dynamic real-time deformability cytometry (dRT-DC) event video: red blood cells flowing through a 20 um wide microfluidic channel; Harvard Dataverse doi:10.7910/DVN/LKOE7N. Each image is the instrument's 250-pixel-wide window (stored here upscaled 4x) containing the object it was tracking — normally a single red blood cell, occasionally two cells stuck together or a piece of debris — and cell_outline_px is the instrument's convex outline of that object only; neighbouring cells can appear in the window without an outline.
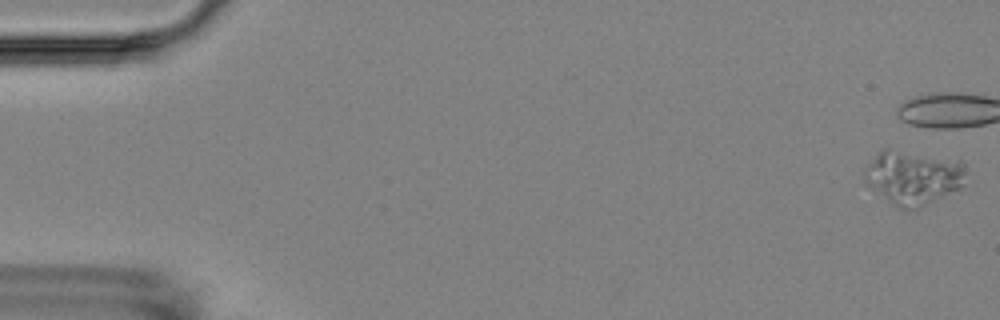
{"species": "Egyptian fruit bat (a non-hibernating species)", "species_latin": "Rousettus aegyptiacus", "temperature_condition": "room temperature", "stored_images_in_passage": 6, "camera_frame_rate_fps": 3000, "um_per_image_px": 0.085, "animal": {"sex": "female"}, "frame": {"image": 1, "passage_image": 1, "time_ms": 0.0, "image_size_px": [1000, 320], "cell_outline_px": [[964, 184], [960, 188], [920, 208], [896, 208], [864, 184], [864, 164], [880, 148], [888, 148], [960, 160], [964, 164]], "centroid_in_image_um": [77.53, 15.06], "position_along_channel_um": 7.5, "area_um2": 32.6}}